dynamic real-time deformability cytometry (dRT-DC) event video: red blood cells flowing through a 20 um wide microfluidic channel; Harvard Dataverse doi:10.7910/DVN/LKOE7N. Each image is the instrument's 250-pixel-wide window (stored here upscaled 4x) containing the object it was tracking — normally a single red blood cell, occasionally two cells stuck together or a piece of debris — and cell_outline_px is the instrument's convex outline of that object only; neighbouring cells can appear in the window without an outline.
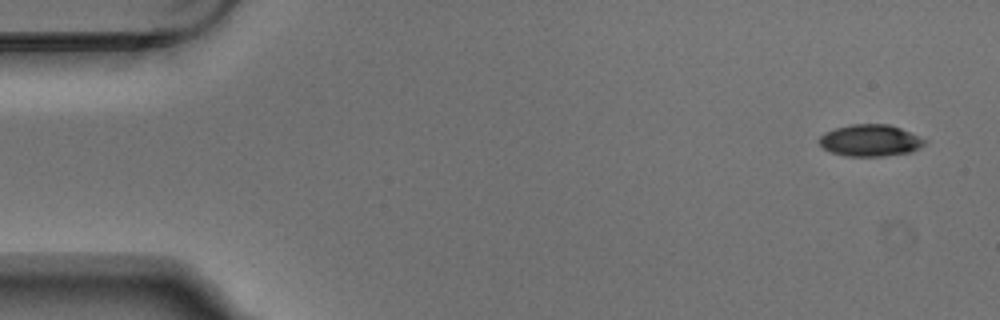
{"species": "Egyptian fruit bat (a non-hibernating species)", "species_latin": "Rousettus aegyptiacus", "temperature_condition": "warm", "stored_images_in_passage": 6, "segment_of_instrument_passage": [1, 2], "camera_frame_rate_fps": 3000, "um_per_image_px": 0.085, "animal": {"sex": "male"}, "frame": {"image": 1, "passage_image": 1, "time_ms": 0.0, "image_size_px": [1000, 320], "cell_outline_px": [[928, 140], [920, 148], [908, 152], [884, 156], [844, 156], [832, 152], [824, 148], [820, 144], [820, 136], [824, 132], [836, 128], [852, 124], [888, 124], [900, 128]], "centroid_in_image_um": [73.97, 11.94], "position_along_channel_um": 11.0, "area_um2": 19.36}}
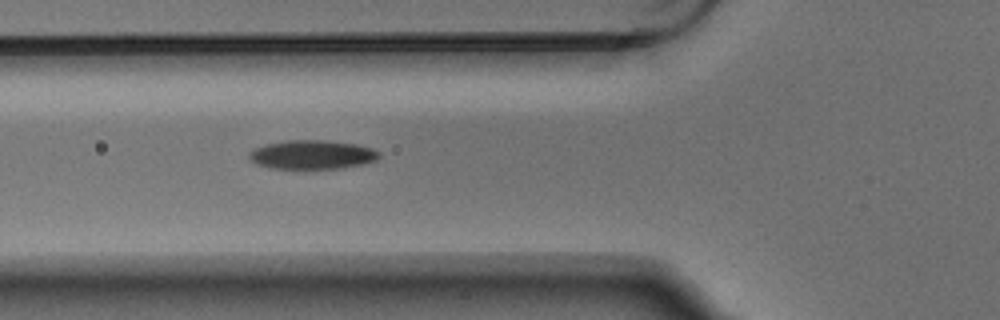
{"frame": {"image": 2, "passage_image": 5, "time_ms": 1.333, "image_size_px": [1000, 320], "cell_outline_px": [[380, 156], [376, 160], [364, 164], [340, 168], [268, 168], [256, 164], [248, 156], [248, 152], [256, 148], [268, 144], [288, 140], [324, 140], [356, 144], [372, 148], [380, 152]], "centroid_in_image_um": [26.55, 13.14], "position_along_channel_um": 99.2, "area_um2": 21.79}}